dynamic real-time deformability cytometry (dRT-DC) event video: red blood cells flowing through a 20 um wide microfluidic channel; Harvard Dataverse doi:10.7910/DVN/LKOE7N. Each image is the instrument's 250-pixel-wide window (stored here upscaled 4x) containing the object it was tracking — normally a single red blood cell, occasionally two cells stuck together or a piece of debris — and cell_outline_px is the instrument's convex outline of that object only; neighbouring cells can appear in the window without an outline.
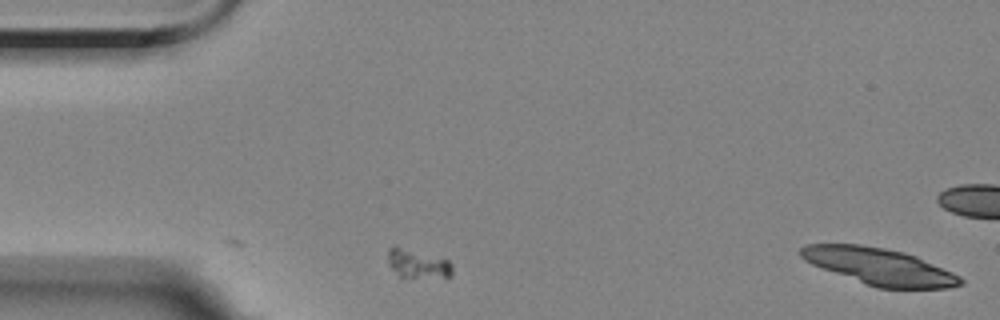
{"species": "Egyptian fruit bat (a non-hibernating species)", "species_latin": "Rousettus aegyptiacus", "temperature_condition": "room temperature", "stored_images_in_passage": 6, "camera_frame_rate_fps": 3000, "um_per_image_px": 0.085, "animal": {"sex": "female"}, "frame": {"image": 1, "passage_image": 1, "time_ms": 0.0, "image_size_px": [1000, 320], "cell_outline_px": [[964, 284], [948, 288], [876, 288], [812, 264], [804, 260], [800, 256], [800, 248], [804, 244], [860, 244], [884, 248], [904, 252], [916, 256], [952, 272], [960, 276], [964, 280]], "centroid_in_image_um": [74.75, 22.65], "position_along_channel_um": 10.2, "area_um2": 33.93}}
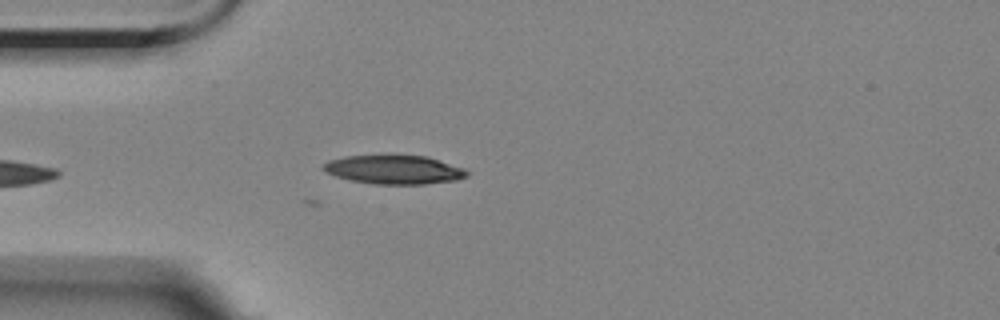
{"frame": {"image": 2, "passage_image": 6, "time_ms": 6.0, "image_size_px": [1000, 320], "cell_outline_px": [[468, 176], [456, 180], [424, 184], [376, 184], [352, 180], [336, 176], [320, 168], [328, 160], [344, 156], [388, 152], [428, 156], [464, 168], [468, 172]], "centroid_in_image_um": [33.49, 14.36], "position_along_channel_um": 51.5, "area_um2": 25.09}}